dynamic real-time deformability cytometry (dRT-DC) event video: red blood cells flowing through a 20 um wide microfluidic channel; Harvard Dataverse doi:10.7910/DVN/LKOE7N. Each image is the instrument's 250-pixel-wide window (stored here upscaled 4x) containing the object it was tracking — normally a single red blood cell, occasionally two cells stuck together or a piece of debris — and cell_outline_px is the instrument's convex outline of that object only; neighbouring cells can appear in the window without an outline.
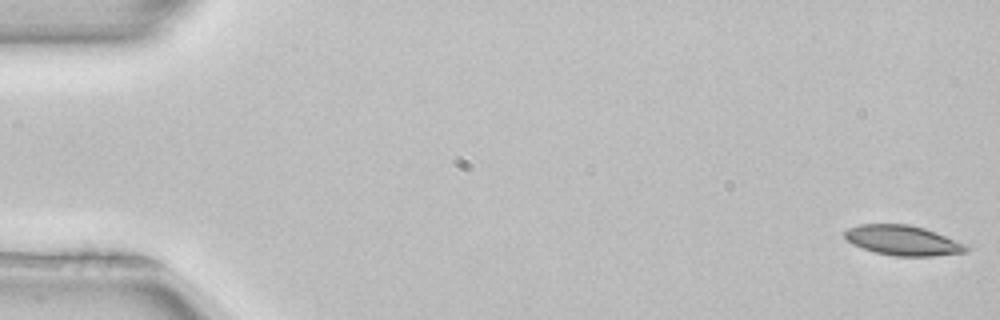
{"species": "common noctule bat (a hibernating species)", "species_latin": "Nyctalus noctula", "temperature_condition": "room temperature", "stored_images_in_passage": 52, "camera_frame_rate_fps": 3000, "um_per_image_px": 0.085, "animal": {"sex": "female", "body_mass_g": 22.7, "forearm_length_mm": 54.2}, "frame": {"image": 1, "passage_image": 1, "time_ms": 0.0, "image_size_px": [1000, 320], "cell_outline_px": [[972, 248], [968, 252], [932, 256], [896, 256], [876, 252], [852, 244], [844, 236], [844, 232], [848, 228], [860, 224], [908, 224], [924, 228], [936, 232], [968, 244]], "centroid_in_image_um": [76.81, 20.43], "position_along_channel_um": 8.2, "area_um2": 21.33}}
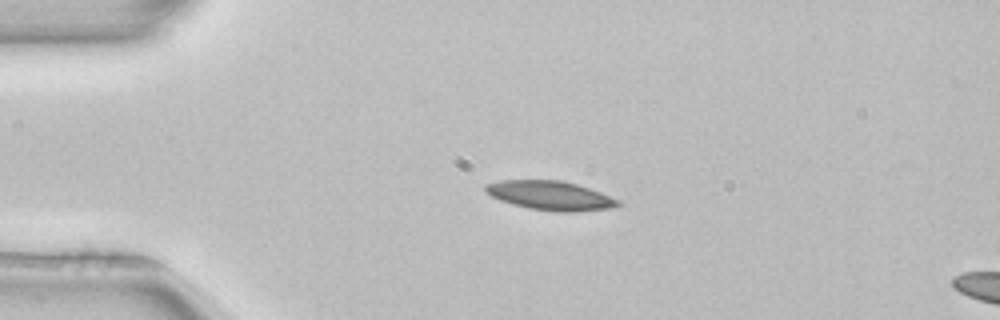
{"frame": {"image": 2, "passage_image": 12, "time_ms": 3.667, "image_size_px": [1000, 320], "cell_outline_px": [[624, 204], [612, 208], [576, 212], [556, 212], [528, 208], [512, 204], [500, 200], [484, 192], [484, 184], [500, 180], [560, 180], [576, 184], [600, 192], [620, 200]], "centroid_in_image_um": [46.78, 16.63], "position_along_channel_um": 38.2, "area_um2": 22.72}}
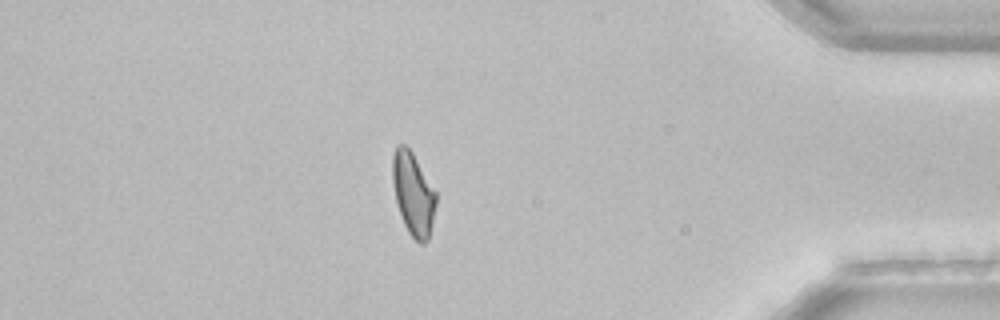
{"frame": {"image": 3, "passage_image": 45, "time_ms": 14.667, "image_size_px": [1000, 320], "cell_outline_px": [[436, 204], [428, 240], [424, 244], [420, 244], [408, 232], [404, 224], [396, 200], [392, 180], [392, 156], [396, 144], [404, 144], [412, 152], [436, 192]], "centroid_in_image_um": [35.11, 16.46], "position_along_channel_um": 400.1, "area_um2": 20.81}}